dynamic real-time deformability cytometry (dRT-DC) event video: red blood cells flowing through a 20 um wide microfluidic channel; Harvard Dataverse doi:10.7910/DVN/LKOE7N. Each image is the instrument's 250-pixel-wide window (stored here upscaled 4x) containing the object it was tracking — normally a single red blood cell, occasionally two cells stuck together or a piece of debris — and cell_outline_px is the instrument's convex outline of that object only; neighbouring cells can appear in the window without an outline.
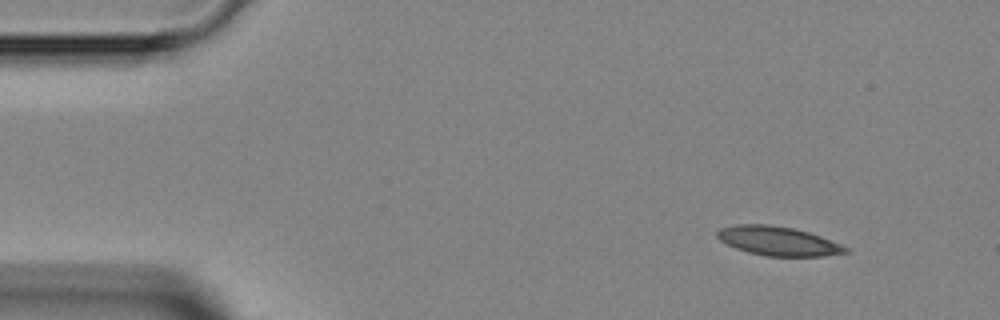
{"species": "Egyptian fruit bat (a non-hibernating species)", "species_latin": "Rousettus aegyptiacus", "temperature_condition": "room temperature", "stored_images_in_passage": 3, "camera_frame_rate_fps": 3000, "um_per_image_px": 0.085, "animal": {"sex": "female"}, "frame": {"image": 1, "passage_image": 1, "time_ms": 0.0, "image_size_px": [1000, 320], "cell_outline_px": [[848, 252], [824, 256], [764, 256], [748, 252], [736, 248], [720, 240], [716, 236], [716, 232], [720, 228], [736, 224], [768, 224], [796, 228], [820, 236], [840, 244], [848, 248]], "centroid_in_image_um": [66.11, 20.48], "position_along_channel_um": 18.9, "area_um2": 21.73}}